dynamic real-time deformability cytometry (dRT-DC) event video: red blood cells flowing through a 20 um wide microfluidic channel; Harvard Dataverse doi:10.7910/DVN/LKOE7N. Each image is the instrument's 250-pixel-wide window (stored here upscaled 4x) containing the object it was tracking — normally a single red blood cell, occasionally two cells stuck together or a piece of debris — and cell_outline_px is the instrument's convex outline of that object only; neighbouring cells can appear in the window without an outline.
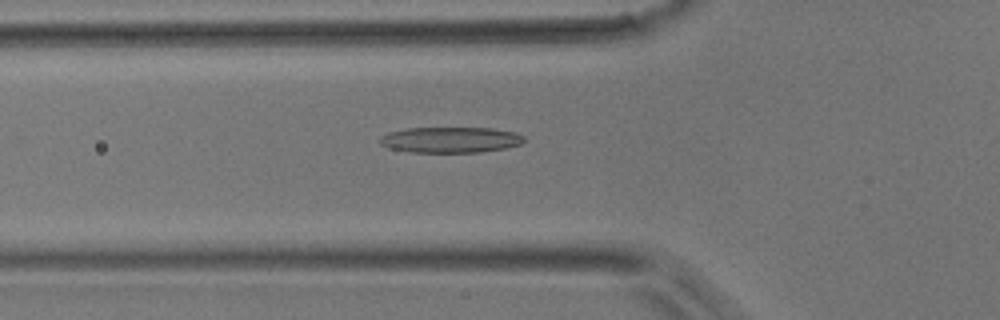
{"species": "common noctule bat (a hibernating species)", "species_latin": "Nyctalus noctula", "temperature_condition": "room temperature", "stored_images_in_passage": 34, "camera_frame_rate_fps": 3000, "um_per_image_px": 0.085, "animal": {"sex": "male", "body_mass_g": 17.9}, "frame": {"image": 1, "passage_image": 5, "time_ms": 1.333, "image_size_px": [1000, 320], "cell_outline_px": [[524, 140], [520, 144], [504, 148], [480, 152], [408, 152], [388, 148], [380, 144], [380, 136], [388, 132], [408, 128], [492, 128], [516, 132], [524, 136]], "centroid_in_image_um": [38.26, 11.88], "position_along_channel_um": 87.5, "area_um2": 21.68}}
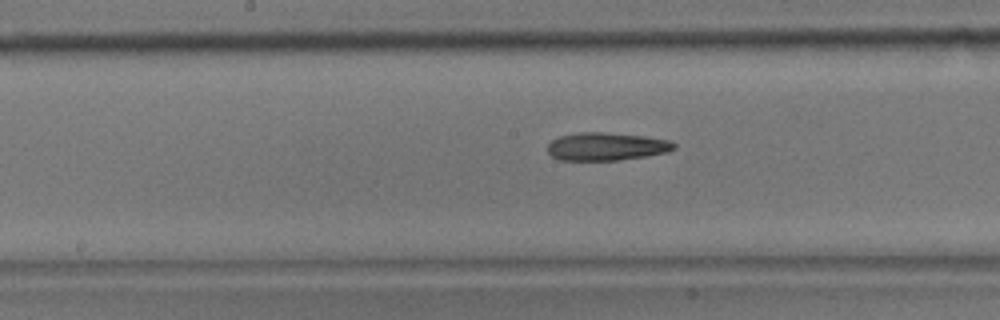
{"frame": {"image": 2, "passage_image": 13, "time_ms": 4.0, "image_size_px": [1000, 320], "cell_outline_px": [[676, 148], [668, 152], [620, 160], [560, 160], [552, 156], [548, 152], [548, 144], [552, 140], [560, 136], [580, 132], [604, 132], [644, 136], [668, 140], [676, 144]], "centroid_in_image_um": [51.54, 12.45], "position_along_channel_um": 196.7, "area_um2": 20.52}}
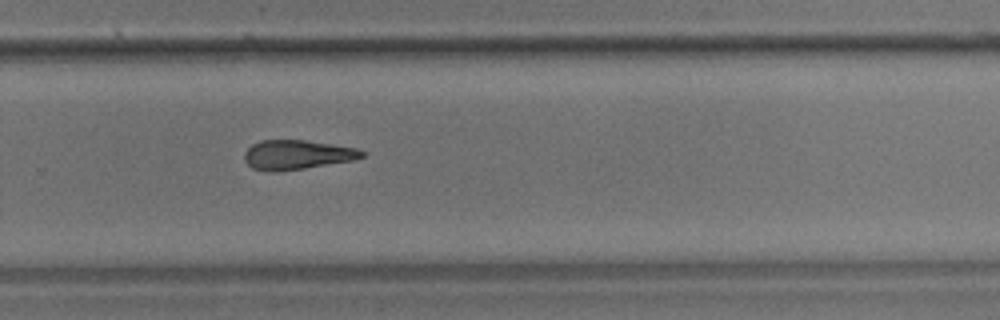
{"frame": {"image": 3, "passage_image": 21, "time_ms": 6.667, "image_size_px": [1000, 320], "cell_outline_px": [[364, 156], [352, 160], [304, 168], [276, 172], [268, 172], [252, 168], [244, 160], [244, 152], [252, 144], [260, 140], [304, 140], [356, 148], [364, 152]], "centroid_in_image_um": [25.18, 13.16], "position_along_channel_um": 304.6, "area_um2": 20.0}}